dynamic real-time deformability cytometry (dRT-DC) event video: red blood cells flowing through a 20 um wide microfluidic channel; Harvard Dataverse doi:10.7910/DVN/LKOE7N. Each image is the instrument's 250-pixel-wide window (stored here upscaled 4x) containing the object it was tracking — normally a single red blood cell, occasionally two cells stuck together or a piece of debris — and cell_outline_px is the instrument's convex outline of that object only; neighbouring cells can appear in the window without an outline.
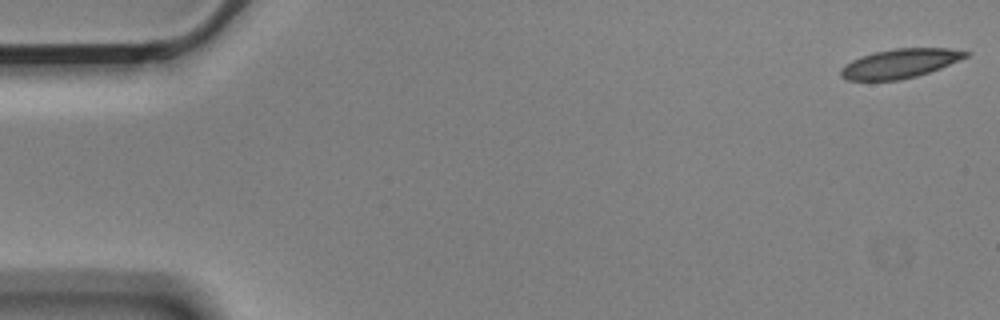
{"species": "Egyptian fruit bat (a non-hibernating species)", "species_latin": "Rousettus aegyptiacus", "temperature_condition": "cold", "stored_images_in_passage": 4, "camera_frame_rate_fps": 3000, "um_per_image_px": 0.085, "animal": {"sex": "male"}, "frame": {"image": 1, "passage_image": 1, "time_ms": 0.0, "image_size_px": [1000, 320], "cell_outline_px": [[968, 56], [940, 68], [916, 76], [900, 80], [848, 80], [840, 76], [840, 68], [852, 60], [872, 52], [896, 48], [948, 48], [968, 52]], "centroid_in_image_um": [76.46, 5.39], "position_along_channel_um": 8.5, "area_um2": 21.04}}
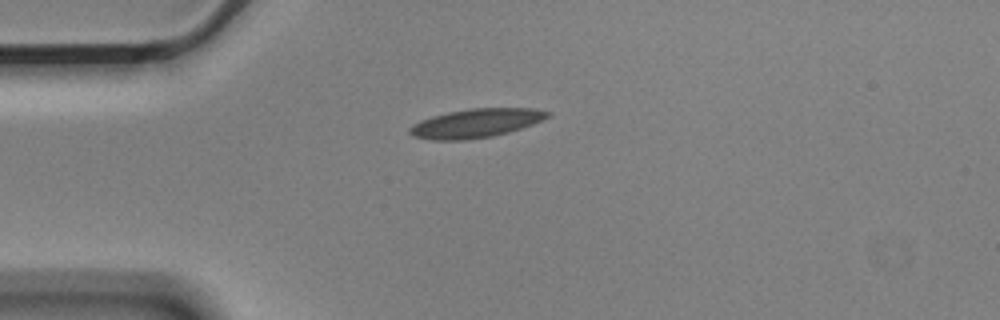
{"frame": {"image": 2, "passage_image": 4, "time_ms": 1.0, "image_size_px": [1000, 320], "cell_outline_px": [[552, 116], [532, 124], [508, 132], [492, 136], [468, 140], [432, 140], [412, 136], [408, 132], [408, 128], [412, 124], [420, 120], [432, 116], [448, 112], [472, 108], [536, 108], [552, 112]], "centroid_in_image_um": [40.45, 10.47], "position_along_channel_um": 44.6, "area_um2": 23.35}}